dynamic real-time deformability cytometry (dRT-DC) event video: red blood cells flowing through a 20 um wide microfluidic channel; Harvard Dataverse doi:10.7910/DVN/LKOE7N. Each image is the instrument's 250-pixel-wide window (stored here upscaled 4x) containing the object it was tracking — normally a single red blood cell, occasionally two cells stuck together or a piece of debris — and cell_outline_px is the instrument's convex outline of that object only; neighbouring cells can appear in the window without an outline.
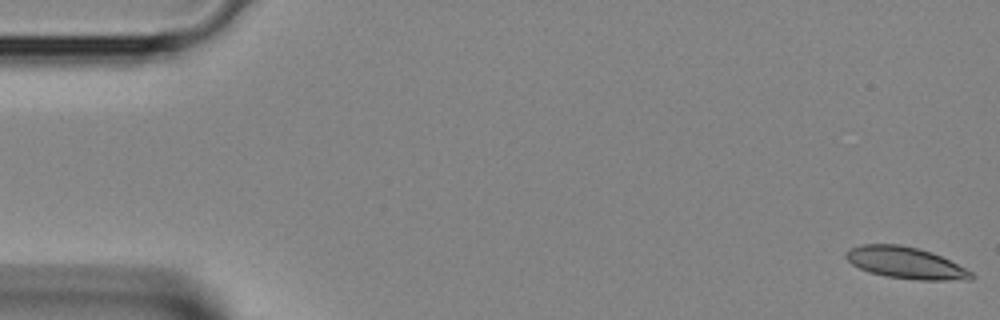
{"species": "Egyptian fruit bat (a non-hibernating species)", "species_latin": "Rousettus aegyptiacus", "temperature_condition": "room temperature", "stored_images_in_passage": 40, "camera_frame_rate_fps": 3000, "um_per_image_px": 0.085, "animal": {"sex": "female"}, "frame": {"image": 1, "passage_image": 1, "time_ms": 0.0, "image_size_px": [1000, 320], "cell_outline_px": [[976, 276], [972, 280], [920, 280], [888, 276], [868, 272], [852, 264], [844, 256], [844, 252], [848, 248], [860, 244], [900, 244], [932, 252], [972, 272]], "centroid_in_image_um": [76.95, 22.33], "position_along_channel_um": 8.1, "area_um2": 23.06}}
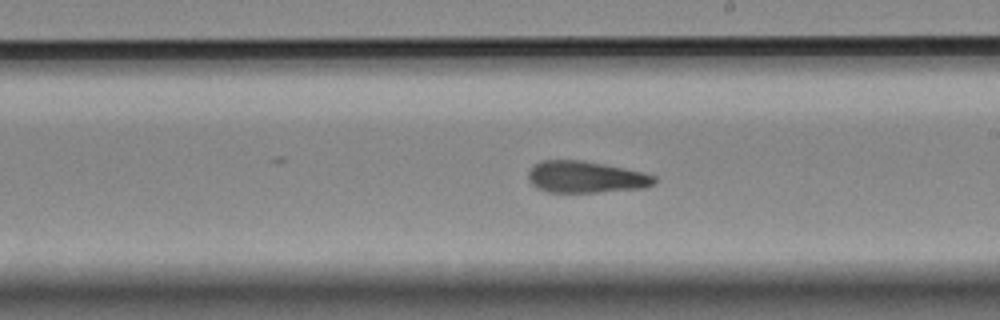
{"frame": {"image": 2, "passage_image": 23, "time_ms": 7.333, "image_size_px": [1000, 320], "cell_outline_px": [[656, 180], [652, 184], [644, 188], [596, 192], [548, 192], [536, 188], [528, 180], [528, 172], [540, 160], [584, 160], [644, 172], [656, 176]], "centroid_in_image_um": [49.78, 15.04], "position_along_channel_um": 239.2, "area_um2": 23.29}}
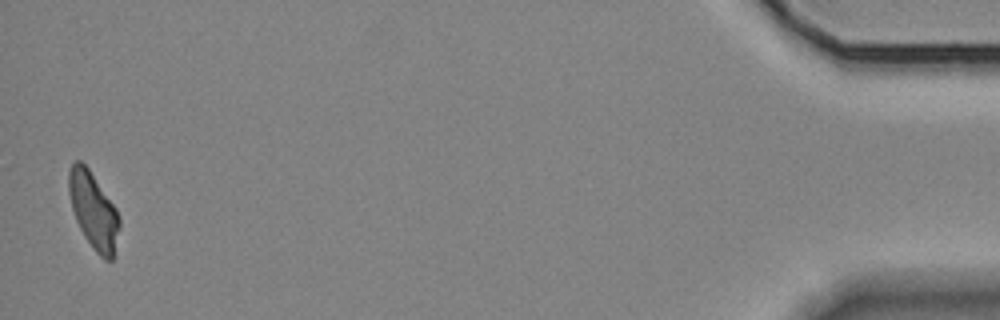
{"frame": {"image": 3, "passage_image": 40, "time_ms": 13.0, "image_size_px": [1000, 320], "cell_outline_px": [[120, 228], [112, 260], [104, 260], [96, 252], [84, 236], [76, 220], [72, 208], [68, 192], [68, 172], [72, 164], [76, 160], [80, 160], [88, 168], [116, 208], [120, 220]], "centroid_in_image_um": [7.94, 17.9], "position_along_channel_um": 427.3, "area_um2": 22.37}}